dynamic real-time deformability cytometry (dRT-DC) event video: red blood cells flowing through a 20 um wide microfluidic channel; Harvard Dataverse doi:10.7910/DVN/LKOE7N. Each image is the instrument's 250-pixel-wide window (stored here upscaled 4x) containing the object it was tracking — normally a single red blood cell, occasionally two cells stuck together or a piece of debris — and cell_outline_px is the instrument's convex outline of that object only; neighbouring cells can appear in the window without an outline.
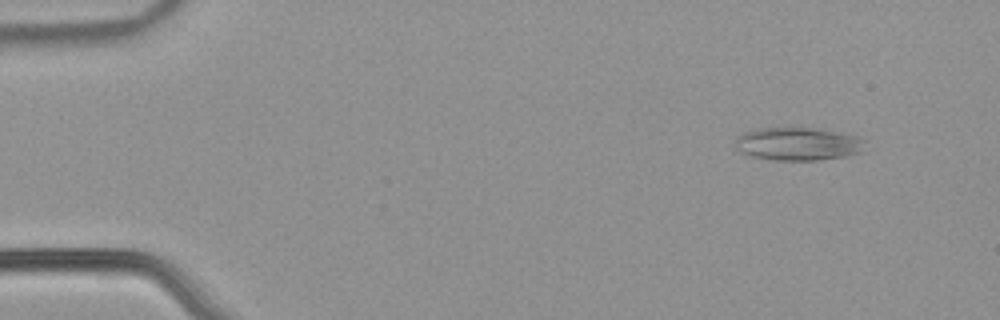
{"species": "common noctule bat (a hibernating species)", "species_latin": "Nyctalus noctula", "temperature_condition": "warm", "stored_images_in_passage": 54, "camera_frame_rate_fps": 3000, "um_per_image_px": 0.085, "animal": {"sex": "male", "body_mass_g": 21.5, "forearm_length_mm": 52.0}, "frame": {"image": 1, "passage_image": 6, "time_ms": 1.667, "image_size_px": [1000, 320], "cell_outline_px": [[864, 140], [860, 152], [844, 156], [816, 160], [776, 160], [752, 156], [736, 148], [736, 136], [744, 132], [756, 128], [820, 128], [840, 132], [856, 136]], "centroid_in_image_um": [67.8, 12.21], "position_along_channel_um": 17.2, "area_um2": 24.74}}
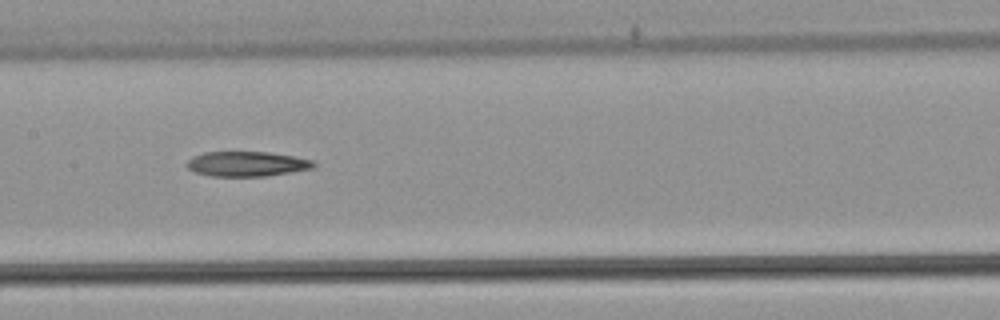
{"frame": {"image": 2, "passage_image": 28, "time_ms": 9.0, "image_size_px": [1000, 320], "cell_outline_px": [[316, 164], [312, 168], [264, 176], [212, 176], [196, 172], [188, 168], [188, 160], [192, 156], [204, 152], [268, 152], [296, 156], [312, 160]], "centroid_in_image_um": [20.98, 13.92], "position_along_channel_um": 186.4, "area_um2": 18.21}}
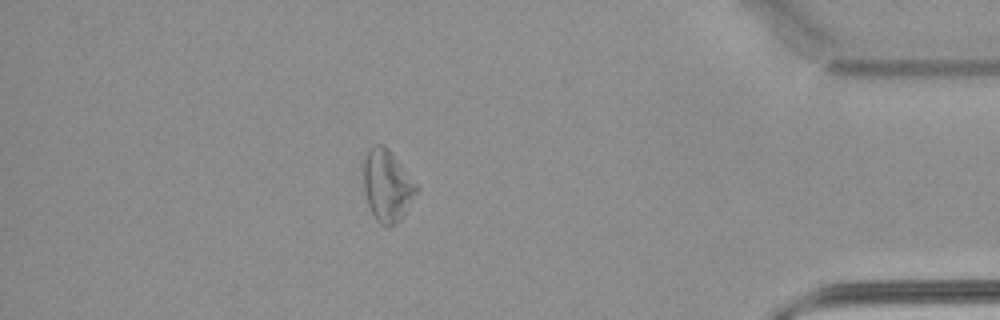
{"frame": {"image": 3, "passage_image": 48, "time_ms": 15.667, "image_size_px": [1000, 320], "cell_outline_px": [[420, 188], [400, 220], [396, 224], [388, 228], [380, 224], [376, 220], [368, 204], [364, 188], [364, 156], [376, 144], [384, 144], [392, 152]], "centroid_in_image_um": [32.93, 15.79], "position_along_channel_um": 402.3, "area_um2": 22.08}}